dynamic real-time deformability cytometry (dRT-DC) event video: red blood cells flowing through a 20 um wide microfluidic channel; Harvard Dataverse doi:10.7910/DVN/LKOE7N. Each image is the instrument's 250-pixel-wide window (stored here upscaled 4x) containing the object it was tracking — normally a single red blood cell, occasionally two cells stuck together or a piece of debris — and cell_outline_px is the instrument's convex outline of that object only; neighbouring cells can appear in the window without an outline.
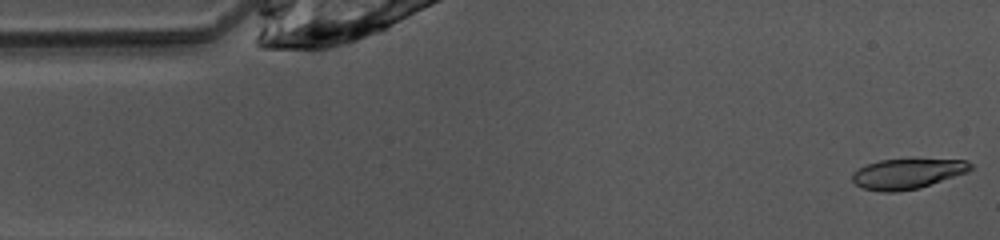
{"species": "common noctule bat (a hibernating species)", "species_latin": "Nyctalus noctula", "temperature_condition": "warm", "stored_images_in_passage": 47, "camera_frame_rate_fps": 3000, "um_per_image_px": 0.085, "animal": {"sex": "female", "body_mass_g": 10.0, "forearm_length_mm": 53.1}, "frame": {"image": 1, "passage_image": 1, "time_ms": 0.0, "image_size_px": [1000, 240], "cell_outline_px": [[972, 168], [968, 172], [920, 188], [896, 192], [880, 192], [860, 188], [852, 180], [852, 172], [868, 164], [880, 160], [968, 160], [972, 164]], "centroid_in_image_um": [77.11, 14.79], "position_along_channel_um": 7.9, "area_um2": 20.69}}
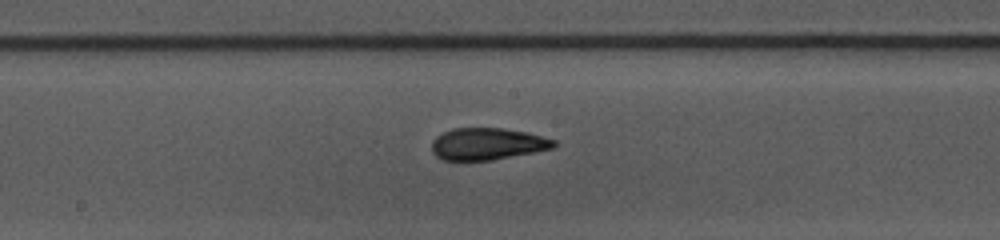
{"frame": {"image": 2, "passage_image": 23, "time_ms": 7.333, "image_size_px": [1000, 240], "cell_outline_px": [[556, 148], [492, 160], [444, 160], [436, 156], [432, 152], [432, 140], [436, 136], [452, 128], [500, 128], [528, 132], [556, 140]], "centroid_in_image_um": [41.45, 12.23], "position_along_channel_um": 206.8, "area_um2": 22.83}}
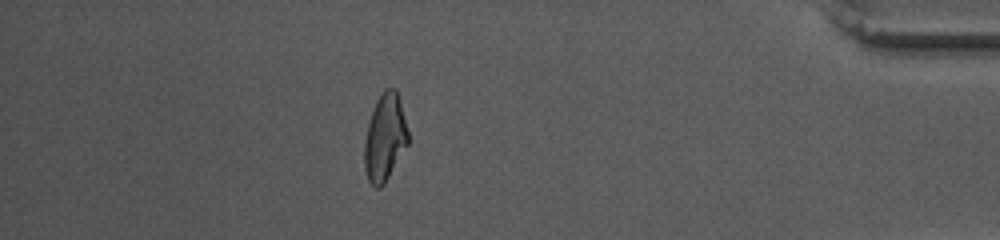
{"frame": {"image": 3, "passage_image": 41, "time_ms": 13.333, "image_size_px": [1000, 240], "cell_outline_px": [[408, 144], [384, 184], [380, 188], [376, 188], [368, 180], [364, 168], [364, 140], [368, 124], [376, 100], [384, 88], [396, 88], [400, 100], [408, 132]], "centroid_in_image_um": [32.7, 11.69], "position_along_channel_um": 402.5, "area_um2": 22.14}, "authors_computed_cell_mechanics": {"area_um2": 22.542, "velocity_mm_per_s": 4.0821, "shape_relaxation_time_tau1_ms": 6.302, "shape_relaxation_time_tau2_ms": 2.1533, "deformation_change_tau1": 0.22, "deformation_change_tau2": 0.1004}}